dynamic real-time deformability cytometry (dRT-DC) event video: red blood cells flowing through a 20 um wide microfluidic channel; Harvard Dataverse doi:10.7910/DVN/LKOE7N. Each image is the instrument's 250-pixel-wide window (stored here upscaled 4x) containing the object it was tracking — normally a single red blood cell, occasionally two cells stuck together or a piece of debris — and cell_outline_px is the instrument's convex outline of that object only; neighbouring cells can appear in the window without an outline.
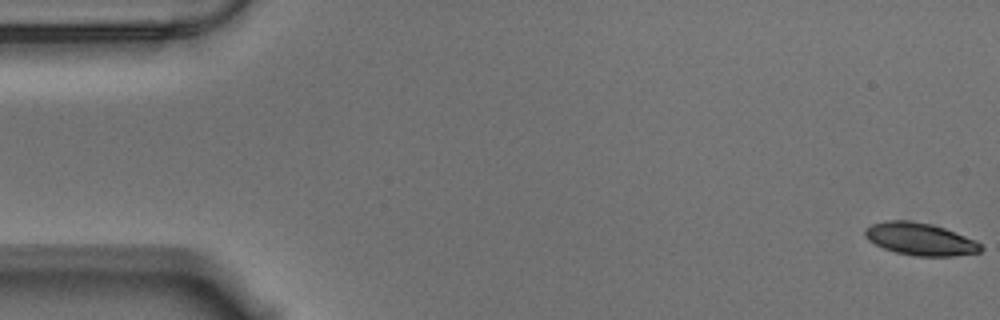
{"species": "Egyptian fruit bat (a non-hibernating species)", "species_latin": "Rousettus aegyptiacus", "temperature_condition": "warm", "stored_images_in_passage": 57, "camera_frame_rate_fps": 3000, "um_per_image_px": 0.085, "animal": {"sex": "male"}, "frame": {"image": 1, "passage_image": 1, "time_ms": 0.0, "image_size_px": [1000, 320], "cell_outline_px": [[984, 248], [980, 252], [956, 256], [916, 256], [896, 252], [884, 248], [868, 240], [864, 236], [864, 228], [872, 224], [888, 220], [908, 220], [932, 224], [944, 228], [976, 240]], "centroid_in_image_um": [78.22, 20.32], "position_along_channel_um": 6.8, "area_um2": 21.91}}
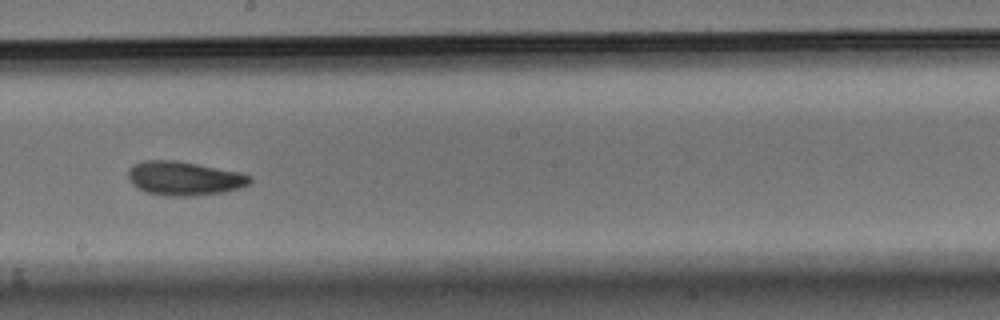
{"frame": {"image": 2, "passage_image": 32, "time_ms": 10.333, "image_size_px": [1000, 320], "cell_outline_px": [[252, 180], [248, 184], [240, 188], [224, 192], [196, 196], [164, 196], [148, 192], [132, 184], [128, 176], [128, 168], [132, 164], [144, 160], [176, 160], [240, 172], [252, 176]], "centroid_in_image_um": [15.66, 15.16], "position_along_channel_um": 232.5, "area_um2": 24.22}}
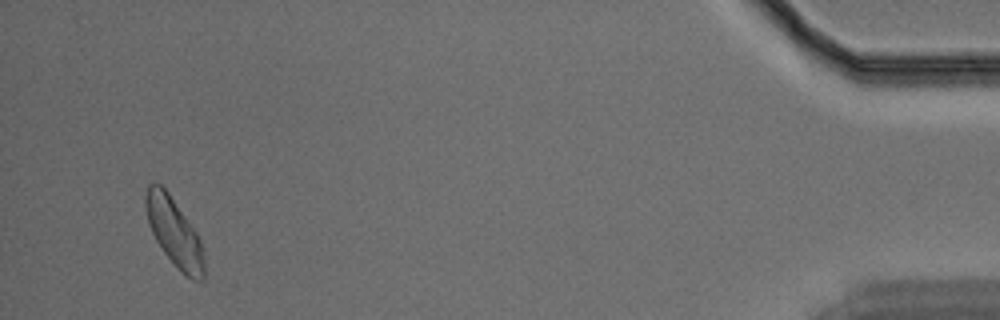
{"frame": {"image": 3, "passage_image": 55, "time_ms": 18.0, "image_size_px": [1000, 320], "cell_outline_px": [[204, 280], [192, 280], [184, 276], [180, 272], [164, 252], [156, 240], [148, 224], [144, 204], [144, 196], [148, 184], [160, 184], [168, 192], [196, 232], [200, 240], [204, 256]], "centroid_in_image_um": [14.8, 19.77], "position_along_channel_um": 420.4, "area_um2": 23.18}, "authors_computed_cell_mechanics": {"area_um2": 23.1778, "velocity_mm_per_s": 3.5086, "shape_relaxation_time_tau1_ms": 4.3203, "shape_relaxation_time_tau2_ms": 5.1066, "deformation_change_tau1": 0.1135, "deformation_change_tau2": 0.1038}}